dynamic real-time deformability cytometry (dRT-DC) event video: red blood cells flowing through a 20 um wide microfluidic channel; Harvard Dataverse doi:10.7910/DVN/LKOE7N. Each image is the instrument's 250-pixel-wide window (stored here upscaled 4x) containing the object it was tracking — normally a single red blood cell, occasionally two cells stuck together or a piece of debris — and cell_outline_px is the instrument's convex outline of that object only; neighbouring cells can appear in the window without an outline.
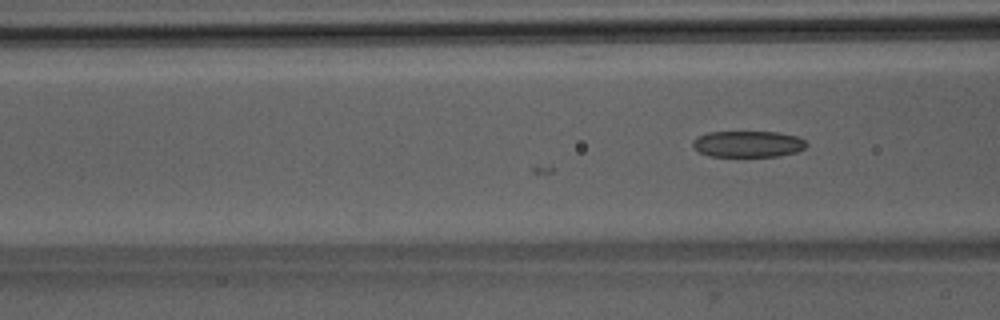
{"species": "Egyptian fruit bat (a non-hibernating species)", "species_latin": "Rousettus aegyptiacus", "temperature_condition": "room temperature", "stored_images_in_passage": 7, "camera_frame_rate_fps": 3000, "um_per_image_px": 0.085, "animal": {"sex": "male"}, "frame": {"image": 1, "passage_image": 7, "time_ms": 2.0, "image_size_px": [1000, 320], "cell_outline_px": [[808, 144], [804, 148], [796, 152], [780, 156], [708, 156], [692, 148], [692, 140], [708, 132], [780, 132], [796, 136], [804, 140]], "centroid_in_image_um": [63.57, 12.24], "position_along_channel_um": 103.0, "area_um2": 17.46}}